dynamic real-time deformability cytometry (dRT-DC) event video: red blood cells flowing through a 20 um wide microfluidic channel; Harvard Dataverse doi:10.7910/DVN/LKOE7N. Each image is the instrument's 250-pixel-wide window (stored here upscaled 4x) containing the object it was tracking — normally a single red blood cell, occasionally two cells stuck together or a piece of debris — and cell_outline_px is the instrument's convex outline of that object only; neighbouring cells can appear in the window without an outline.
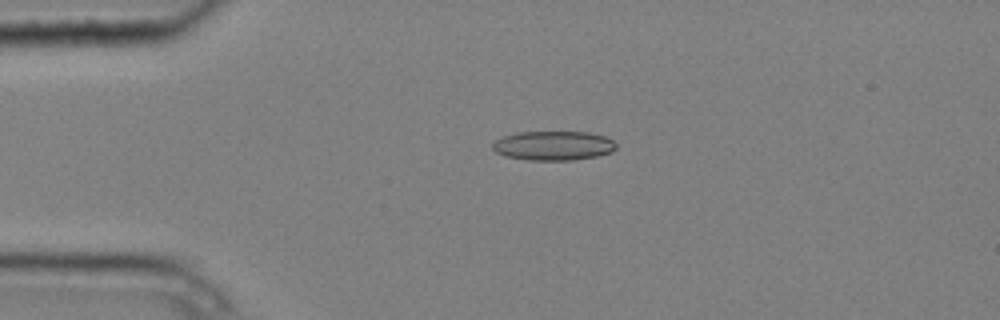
{"species": "common noctule bat (a hibernating species)", "species_latin": "Nyctalus noctula", "temperature_condition": "cold", "stored_images_in_passage": 6, "camera_frame_rate_fps": 3000, "um_per_image_px": 0.085, "animal": {"sex": "male", "body_mass_g": 20.4}, "frame": {"image": 1, "passage_image": 6, "time_ms": 1.667, "image_size_px": [1000, 320], "cell_outline_px": [[616, 148], [612, 152], [596, 156], [572, 160], [528, 160], [504, 156], [496, 152], [492, 148], [492, 144], [496, 140], [504, 136], [516, 132], [588, 132], [604, 136], [612, 140], [616, 144]], "centroid_in_image_um": [47.03, 12.38], "position_along_channel_um": 38.0, "area_um2": 21.1}}